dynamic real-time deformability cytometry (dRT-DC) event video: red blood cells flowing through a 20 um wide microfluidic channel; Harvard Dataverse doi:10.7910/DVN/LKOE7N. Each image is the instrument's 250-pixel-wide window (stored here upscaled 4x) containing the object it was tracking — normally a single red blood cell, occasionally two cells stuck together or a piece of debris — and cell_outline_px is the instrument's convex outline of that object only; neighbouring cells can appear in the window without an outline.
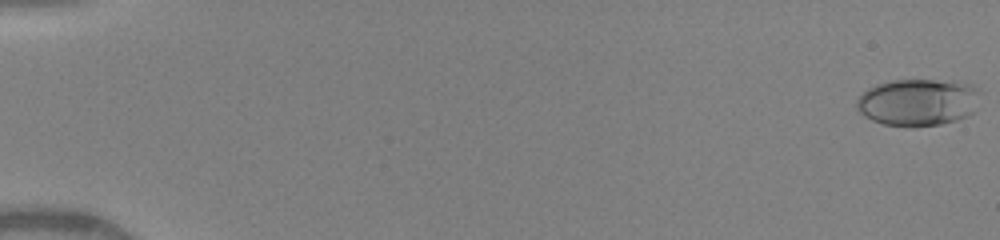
{"species": "human", "species_latin": "Homo sapiens", "temperature_condition": "warm", "stored_images_in_passage": 30, "camera_frame_rate_fps": 3000, "um_per_image_px": 0.085, "donor": {"sex": "female"}, "frame": {"image": 1, "passage_image": 1, "time_ms": 0.0, "image_size_px": [1000, 240], "cell_outline_px": [[980, 92], [972, 112], [956, 120], [940, 124], [912, 128], [884, 124], [872, 120], [864, 116], [856, 108], [856, 100], [868, 88], [876, 84], [892, 80], [952, 80], [972, 84]], "centroid_in_image_um": [78.0, 8.69], "position_along_channel_um": 7.0, "area_um2": 34.04}}
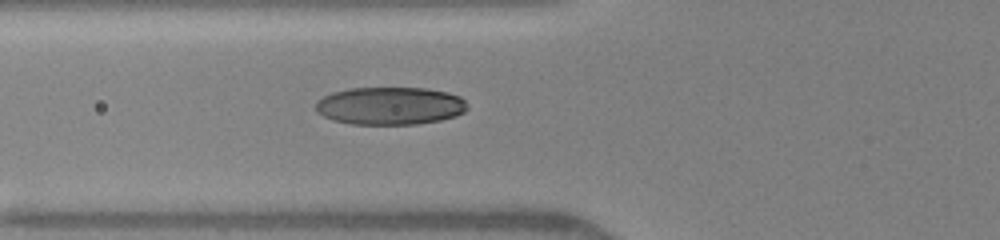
{"frame": {"image": 2, "passage_image": 20, "time_ms": 6.333, "image_size_px": [1000, 240], "cell_outline_px": [[468, 108], [464, 112], [456, 116], [440, 120], [416, 124], [352, 124], [332, 120], [316, 112], [316, 100], [332, 92], [348, 88], [428, 88], [448, 92], [460, 96], [468, 104]], "centroid_in_image_um": [33.16, 8.99], "position_along_channel_um": 92.6, "area_um2": 33.64}}
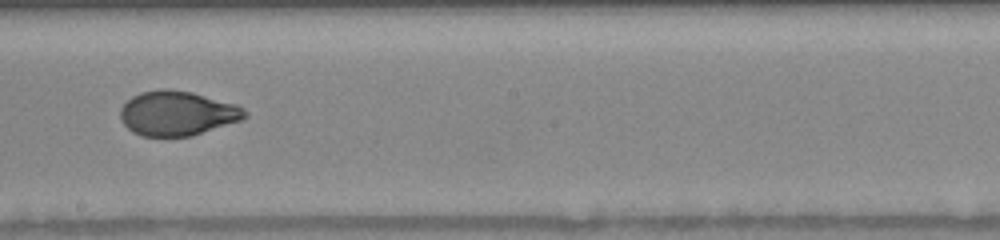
{"frame": {"image": 3, "passage_image": 29, "time_ms": 9.667, "image_size_px": [1000, 240], "cell_outline_px": [[248, 116], [244, 120], [192, 136], [140, 136], [132, 132], [120, 120], [120, 108], [132, 96], [140, 92], [160, 88], [168, 88], [192, 92], [236, 104], [244, 108], [248, 112]], "centroid_in_image_um": [15.09, 9.63], "position_along_channel_um": 233.1, "area_um2": 32.83}}